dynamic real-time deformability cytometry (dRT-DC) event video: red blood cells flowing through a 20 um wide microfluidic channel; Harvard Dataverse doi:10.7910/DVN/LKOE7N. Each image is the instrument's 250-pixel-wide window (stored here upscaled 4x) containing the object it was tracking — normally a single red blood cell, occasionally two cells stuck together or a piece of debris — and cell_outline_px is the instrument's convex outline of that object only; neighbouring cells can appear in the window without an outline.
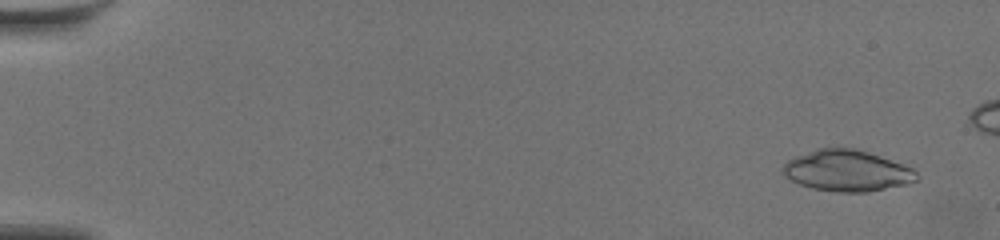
{"species": "common noctule bat (a hibernating species)", "species_latin": "Nyctalus noctula", "temperature_condition": "warm", "stored_images_in_passage": 56, "camera_frame_rate_fps": 3000, "um_per_image_px": 0.085, "animal": {"sex": "female", "body_mass_g": 19.5, "forearm_length_mm": 54.1}, "frame": {"image": 1, "passage_image": 4, "time_ms": 1.0, "image_size_px": [1000, 240], "cell_outline_px": [[920, 176], [916, 180], [908, 184], [868, 192], [836, 192], [812, 188], [800, 184], [784, 176], [780, 168], [788, 160], [796, 156], [820, 148], [856, 148], [880, 156], [912, 168]], "centroid_in_image_um": [71.99, 14.52], "position_along_channel_um": 13.0, "area_um2": 32.02}}
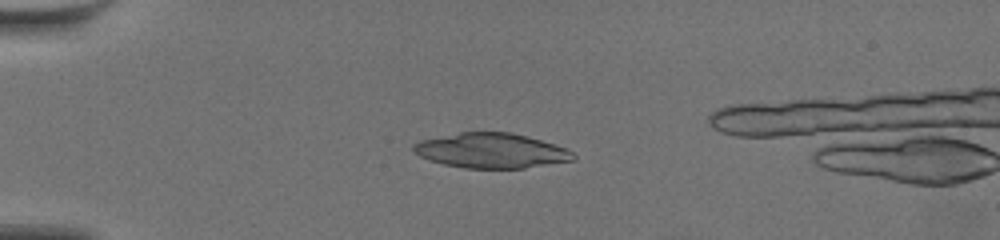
{"frame": {"image": 2, "passage_image": 17, "time_ms": 5.333, "image_size_px": [1000, 240], "cell_outline_px": [[576, 160], [524, 168], [464, 168], [444, 164], [420, 156], [412, 152], [412, 144], [420, 140], [460, 132], [512, 132], [568, 148], [576, 156]], "centroid_in_image_um": [41.76, 12.8], "position_along_channel_um": 43.2, "area_um2": 32.54}}
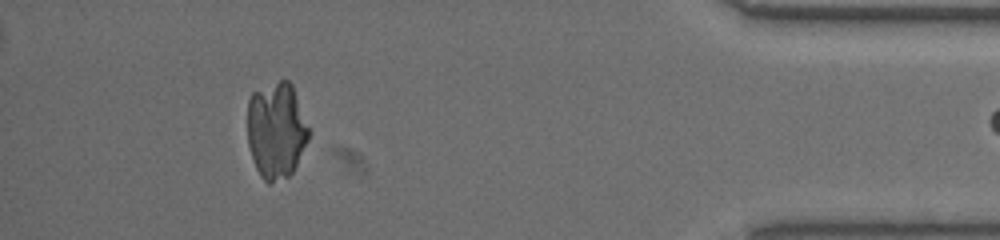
{"frame": {"image": 3, "passage_image": 55, "time_ms": 18.0, "image_size_px": [1000, 240], "cell_outline_px": [[312, 132], [292, 172], [288, 176], [268, 184], [260, 176], [256, 168], [248, 144], [248, 100], [252, 92], [280, 80], [288, 80], [292, 84]], "centroid_in_image_um": [23.5, 11.06], "position_along_channel_um": 411.7, "area_um2": 34.62}}